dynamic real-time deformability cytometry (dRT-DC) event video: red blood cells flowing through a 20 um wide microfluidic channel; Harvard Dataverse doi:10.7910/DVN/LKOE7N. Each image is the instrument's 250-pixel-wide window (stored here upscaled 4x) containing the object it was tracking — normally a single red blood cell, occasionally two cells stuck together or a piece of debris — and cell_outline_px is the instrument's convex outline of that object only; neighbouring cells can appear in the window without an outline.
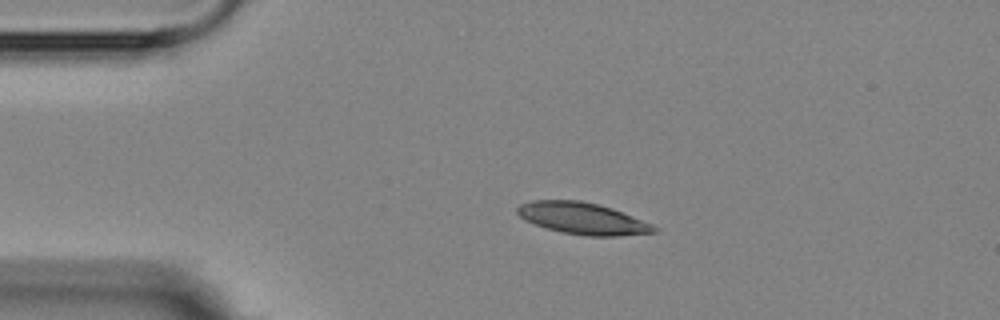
{"species": "Egyptian fruit bat (a non-hibernating species)", "species_latin": "Rousettus aegyptiacus", "temperature_condition": "room temperature", "stored_images_in_passage": 3, "camera_frame_rate_fps": 3000, "um_per_image_px": 0.085, "animal": {"sex": "female"}, "frame": {"image": 1, "passage_image": 2, "time_ms": 1.0, "image_size_px": [1000, 320], "cell_outline_px": [[660, 228], [656, 232], [616, 236], [588, 236], [564, 232], [548, 228], [524, 220], [516, 212], [516, 208], [520, 204], [532, 200], [580, 200], [612, 208], [652, 224]], "centroid_in_image_um": [49.52, 18.56], "position_along_channel_um": 35.5, "area_um2": 25.03}}